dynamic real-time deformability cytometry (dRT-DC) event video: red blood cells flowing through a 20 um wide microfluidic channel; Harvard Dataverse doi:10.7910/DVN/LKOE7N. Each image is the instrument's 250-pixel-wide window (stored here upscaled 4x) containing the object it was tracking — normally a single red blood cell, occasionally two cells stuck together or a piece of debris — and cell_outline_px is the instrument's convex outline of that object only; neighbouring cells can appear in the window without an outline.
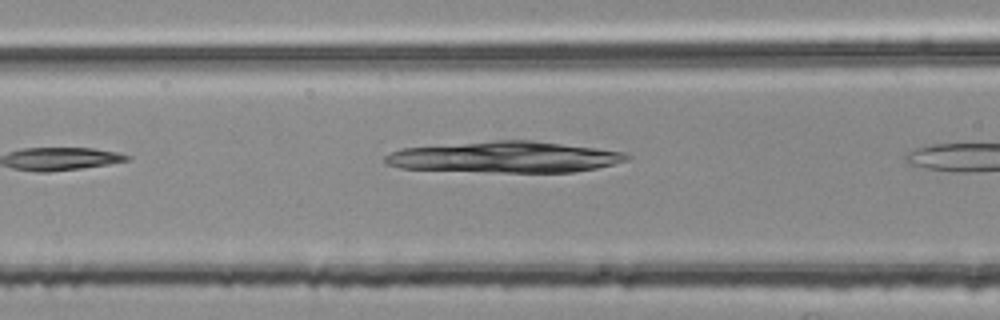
{"species": "common noctule bat (a hibernating species)", "species_latin": "Nyctalus noctula", "temperature_condition": "room temperature", "stored_images_in_passage": 6, "segment_of_instrument_passage": [1, 2], "camera_frame_rate_fps": 3000, "um_per_image_px": 0.085, "animal": {"sex": "female", "body_mass_g": 25.1}, "frame": {"image": 1, "passage_image": 4, "time_ms": 1.0, "image_size_px": [1000, 320], "cell_outline_px": [[632, 156], [628, 160], [596, 168], [572, 172], [484, 172], [400, 168], [384, 164], [384, 156], [392, 152], [404, 148], [496, 140], [532, 140], [596, 148], [624, 152]], "centroid_in_image_um": [42.91, 13.36], "position_along_channel_um": 123.7, "area_um2": 43.81}}